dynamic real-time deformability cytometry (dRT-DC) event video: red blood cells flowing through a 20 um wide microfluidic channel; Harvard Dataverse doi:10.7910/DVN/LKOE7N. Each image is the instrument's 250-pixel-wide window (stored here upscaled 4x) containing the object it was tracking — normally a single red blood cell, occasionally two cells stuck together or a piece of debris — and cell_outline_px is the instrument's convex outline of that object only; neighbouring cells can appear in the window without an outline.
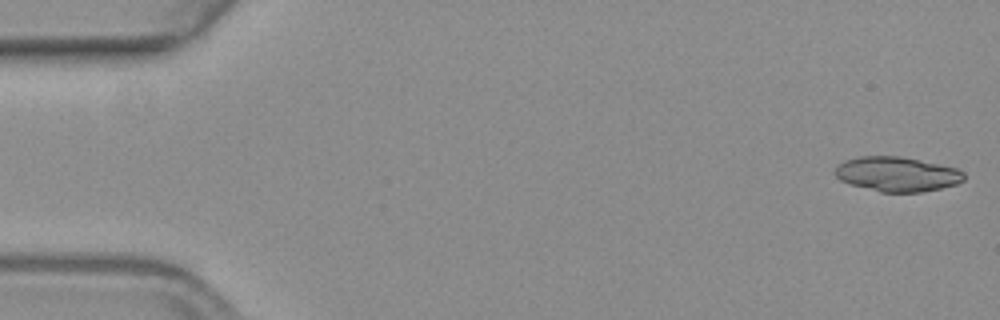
{"species": "common noctule bat (a hibernating species)", "species_latin": "Nyctalus noctula", "temperature_condition": "warm", "stored_images_in_passage": 57, "segment_of_instrument_passage": [1, 2], "camera_frame_rate_fps": 3000, "um_per_image_px": 0.085, "animal": {"sex": "female", "body_mass_g": 19.3, "forearm_length_mm": 54.1}, "frame": {"image": 1, "passage_image": 1, "time_ms": 0.0, "image_size_px": [1000, 320], "cell_outline_px": [[964, 180], [956, 184], [940, 188], [920, 192], [880, 192], [852, 184], [840, 180], [836, 176], [836, 168], [844, 160], [860, 156], [900, 156], [956, 168], [964, 172]], "centroid_in_image_um": [76.25, 14.8], "position_along_channel_um": 8.7, "area_um2": 25.72}}